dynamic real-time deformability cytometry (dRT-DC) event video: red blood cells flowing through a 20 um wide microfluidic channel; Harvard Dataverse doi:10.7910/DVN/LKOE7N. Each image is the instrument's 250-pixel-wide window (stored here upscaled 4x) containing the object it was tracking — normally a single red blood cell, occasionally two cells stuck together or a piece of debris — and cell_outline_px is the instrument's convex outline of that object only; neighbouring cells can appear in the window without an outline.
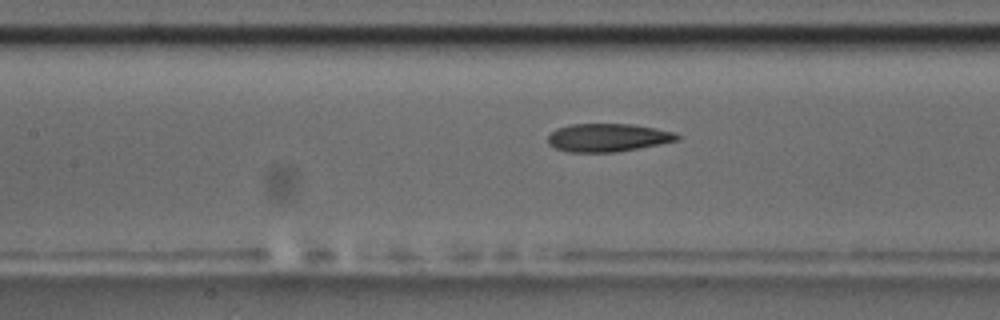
{"species": "common noctule bat (a hibernating species)", "species_latin": "Nyctalus noctula", "temperature_condition": "room temperature", "stored_images_in_passage": 54, "camera_frame_rate_fps": 3000, "um_per_image_px": 0.085, "animal": {"sex": "male", "body_mass_g": 17.5, "forearm_length_mm": 52.3}, "frame": {"image": 1, "passage_image": 24, "time_ms": 7.667, "image_size_px": [1000, 320], "cell_outline_px": [[680, 140], [616, 152], [568, 152], [556, 148], [548, 144], [548, 136], [556, 128], [572, 124], [632, 124], [656, 128], [676, 132], [680, 136]], "centroid_in_image_um": [51.68, 11.69], "position_along_channel_um": 155.7, "area_um2": 21.21}, "authors_computed_cell_mechanics": {"area_um2": 21.8773, "velocity_mm_per_s": 3.717, "shape_relaxation_time_tau1_ms": 10.6983, "shape_relaxation_time_tau2_ms": 3.265, "deformation_change_tau1": 0.2082, "deformation_change_tau2": 0.1158}}